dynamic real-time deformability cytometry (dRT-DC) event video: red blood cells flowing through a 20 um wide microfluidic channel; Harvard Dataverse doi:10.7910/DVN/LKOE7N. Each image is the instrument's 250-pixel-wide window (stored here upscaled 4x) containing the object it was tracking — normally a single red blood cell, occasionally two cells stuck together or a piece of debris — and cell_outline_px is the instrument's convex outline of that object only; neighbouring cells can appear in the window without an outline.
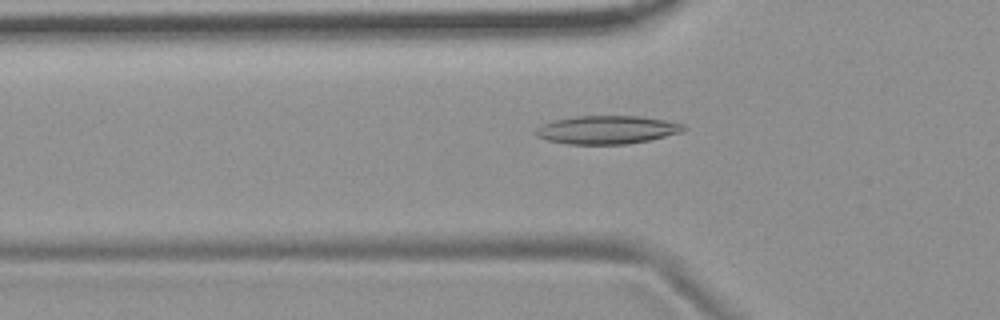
{"species": "common noctule bat (a hibernating species)", "species_latin": "Nyctalus noctula", "temperature_condition": "room temperature", "stored_images_in_passage": 49, "camera_frame_rate_fps": 3000, "um_per_image_px": 0.085, "animal": {"sex": "female", "body_mass_g": 19.9}, "frame": {"image": 1, "passage_image": 13, "time_ms": 4.0, "image_size_px": [1000, 320], "cell_outline_px": [[688, 128], [684, 132], [648, 140], [628, 144], [568, 144], [548, 140], [536, 136], [536, 128], [552, 120], [576, 116], [640, 116], [664, 120], [684, 124]], "centroid_in_image_um": [51.63, 11.03], "position_along_channel_um": 74.2, "area_um2": 24.39}}
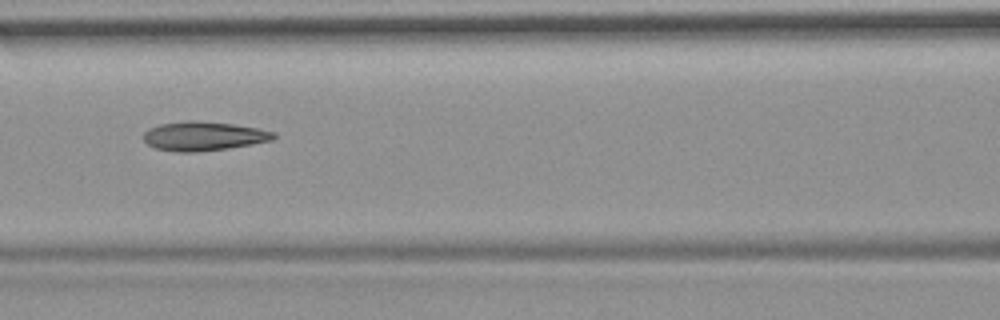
{"frame": {"image": 2, "passage_image": 19, "time_ms": 6.0, "image_size_px": [1000, 320], "cell_outline_px": [[276, 136], [272, 140], [252, 144], [228, 148], [196, 152], [176, 152], [156, 148], [148, 144], [144, 140], [144, 132], [148, 128], [160, 124], [188, 120], [196, 120], [232, 124], [256, 128], [276, 132]], "centroid_in_image_um": [17.29, 11.56], "position_along_channel_um": 149.3, "area_um2": 22.02}}
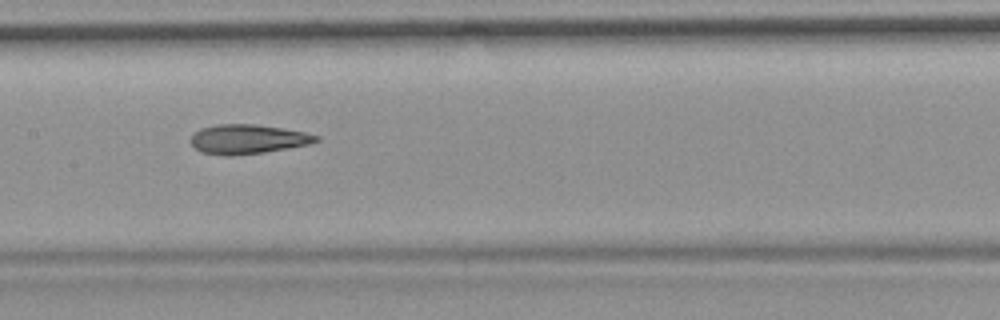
{"frame": {"image": 3, "passage_image": 22, "time_ms": 7.0, "image_size_px": [1000, 320], "cell_outline_px": [[320, 140], [312, 144], [264, 152], [232, 156], [224, 156], [200, 152], [188, 140], [200, 128], [216, 124], [256, 124], [304, 132], [320, 136]], "centroid_in_image_um": [21.05, 11.83], "position_along_channel_um": 186.3, "area_um2": 21.62}, "authors_computed_cell_mechanics": {"area_um2": 21.9062, "velocity_mm_per_s": 3.7241, "shape_relaxation_time_tau1_ms": null, "shape_relaxation_time_tau2_ms": 3.6582, "deformation_change_tau1": null, "deformation_change_tau2": 0.1288}}